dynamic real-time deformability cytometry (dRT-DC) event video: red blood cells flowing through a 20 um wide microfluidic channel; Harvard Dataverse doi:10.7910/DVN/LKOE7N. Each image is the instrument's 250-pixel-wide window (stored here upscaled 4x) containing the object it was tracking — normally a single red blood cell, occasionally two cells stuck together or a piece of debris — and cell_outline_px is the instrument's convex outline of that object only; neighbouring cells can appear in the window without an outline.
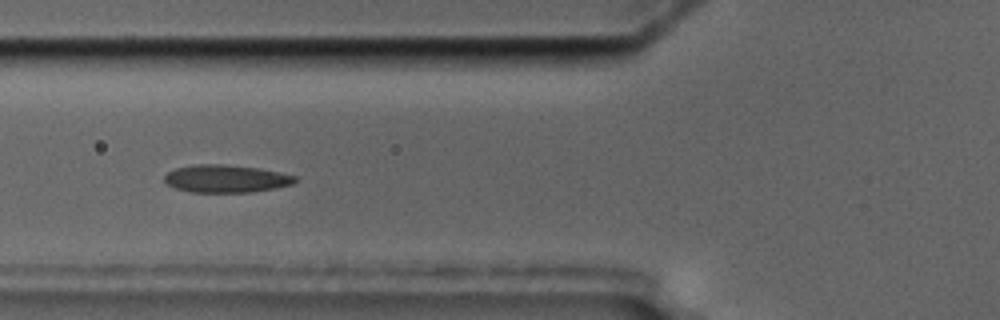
{"species": "common noctule bat (a hibernating species)", "species_latin": "Nyctalus noctula", "temperature_condition": "cold", "stored_images_in_passage": 10, "camera_frame_rate_fps": 3000, "um_per_image_px": 0.085, "animal": {"sex": "male", "body_mass_g": 17.5, "forearm_length_mm": 52.3}, "frame": {"image": 1, "passage_image": 5, "time_ms": 4.667, "image_size_px": [1000, 320], "cell_outline_px": [[300, 180], [292, 184], [276, 188], [252, 192], [188, 192], [164, 184], [164, 176], [168, 172], [176, 168], [192, 164], [224, 164], [260, 168], [280, 172], [296, 176]], "centroid_in_image_um": [19.21, 15.18], "position_along_channel_um": 106.6, "area_um2": 21.39}}
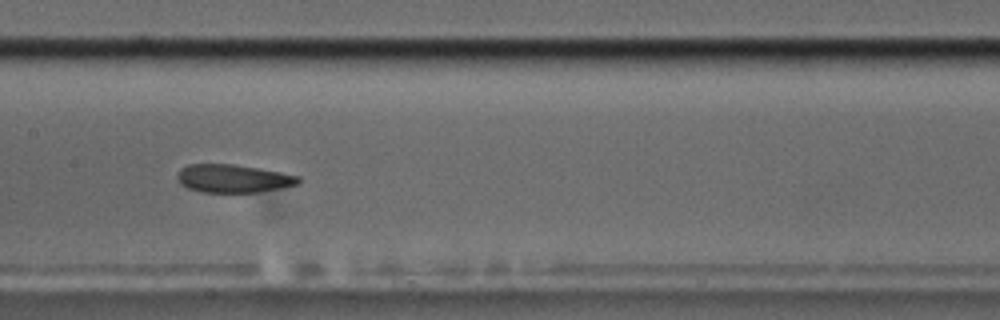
{"frame": {"image": 2, "passage_image": 7, "time_ms": 7.0, "image_size_px": [1000, 320], "cell_outline_px": [[300, 184], [280, 188], [256, 192], [200, 192], [188, 188], [180, 184], [176, 180], [176, 176], [180, 168], [188, 164], [232, 164], [260, 168], [300, 176]], "centroid_in_image_um": [19.79, 15.17], "position_along_channel_um": 187.6, "area_um2": 20.0}}
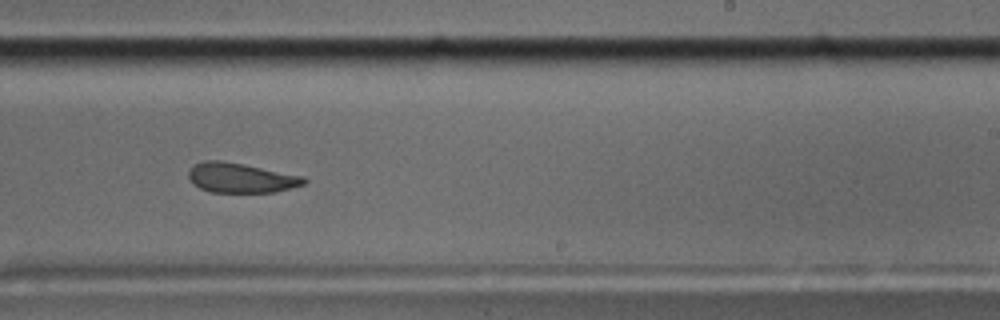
{"frame": {"image": 3, "passage_image": 9, "time_ms": 9.333, "image_size_px": [1000, 320], "cell_outline_px": [[308, 180], [304, 184], [276, 192], [208, 192], [192, 184], [188, 176], [188, 172], [192, 164], [204, 160], [220, 160], [244, 164], [304, 176]], "centroid_in_image_um": [20.44, 15.11], "position_along_channel_um": 268.6, "area_um2": 20.23}}